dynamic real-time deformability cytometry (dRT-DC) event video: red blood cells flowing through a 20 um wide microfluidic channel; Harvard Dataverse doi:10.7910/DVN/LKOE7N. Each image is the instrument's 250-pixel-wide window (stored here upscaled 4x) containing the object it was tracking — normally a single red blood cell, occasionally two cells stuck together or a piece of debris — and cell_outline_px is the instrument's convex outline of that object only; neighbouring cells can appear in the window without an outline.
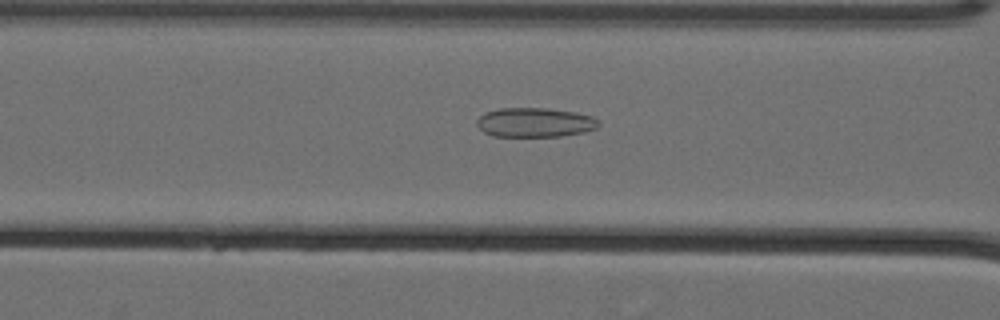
{"species": "Egyptian fruit bat (a non-hibernating species)", "species_latin": "Rousettus aegyptiacus", "temperature_condition": "cold", "stored_images_in_passage": 59, "camera_frame_rate_fps": 3000, "um_per_image_px": 0.085, "animal": {"sex": "female"}, "frame": {"image": 1, "passage_image": 27, "time_ms": 8.667, "image_size_px": [1000, 320], "cell_outline_px": [[600, 124], [596, 128], [584, 132], [560, 136], [492, 136], [484, 132], [476, 124], [476, 120], [484, 112], [500, 108], [548, 108], [576, 112], [592, 116], [600, 120]], "centroid_in_image_um": [45.47, 10.4], "position_along_channel_um": 121.1, "area_um2": 20.98}}
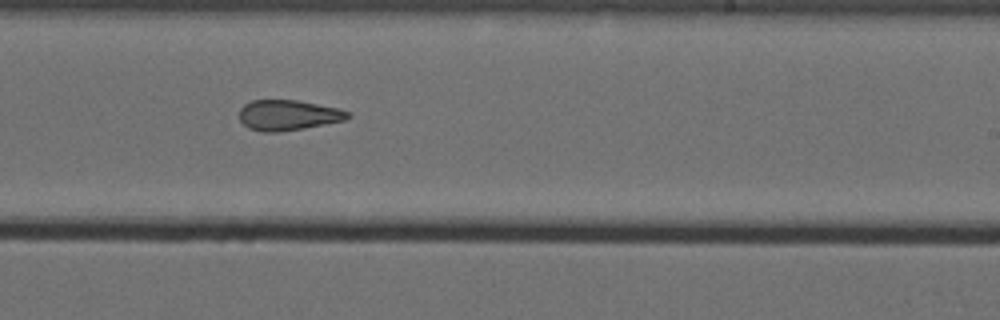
{"frame": {"image": 2, "passage_image": 39, "time_ms": 12.667, "image_size_px": [1000, 320], "cell_outline_px": [[352, 116], [344, 120], [304, 128], [280, 132], [260, 132], [248, 128], [240, 120], [240, 108], [244, 104], [252, 100], [296, 100], [340, 108], [348, 112]], "centroid_in_image_um": [24.48, 9.79], "position_along_channel_um": 264.5, "area_um2": 19.25}}
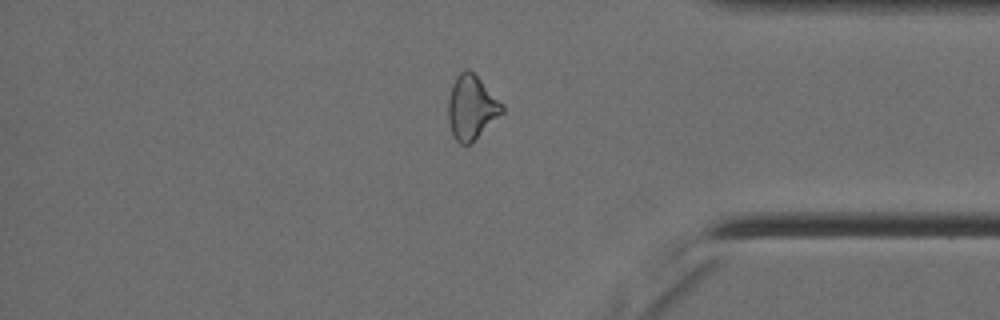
{"frame": {"image": 3, "passage_image": 51, "time_ms": 16.667, "image_size_px": [1000, 320], "cell_outline_px": [[504, 112], [472, 144], [460, 144], [452, 136], [448, 120], [448, 100], [452, 84], [456, 76], [460, 72], [468, 68], [504, 104]], "centroid_in_image_um": [40.08, 9.17], "position_along_channel_um": 395.1, "area_um2": 20.35}, "authors_computed_cell_mechanics": {"area_um2": 21.2704, "velocity_mm_per_s": 3.5953, "shape_relaxation_time_tau1_ms": null, "shape_relaxation_time_tau2_ms": 3.3649, "deformation_change_tau1": null, "deformation_change_tau2": 0.119}}